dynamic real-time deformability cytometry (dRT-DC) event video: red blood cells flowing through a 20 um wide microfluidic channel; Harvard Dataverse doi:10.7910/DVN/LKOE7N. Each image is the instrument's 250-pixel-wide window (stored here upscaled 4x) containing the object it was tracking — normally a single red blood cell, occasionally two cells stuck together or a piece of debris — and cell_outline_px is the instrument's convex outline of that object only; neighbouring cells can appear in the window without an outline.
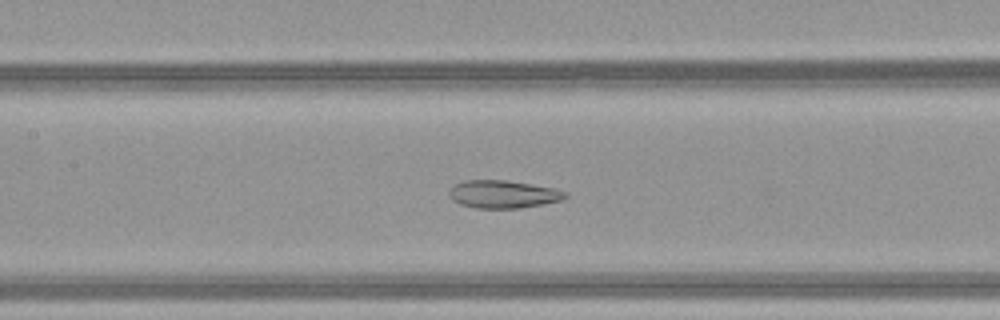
{"species": "common noctule bat (a hibernating species)", "species_latin": "Nyctalus noctula", "temperature_condition": "warm", "stored_images_in_passage": 52, "camera_frame_rate_fps": 3000, "um_per_image_px": 0.085, "animal": {"sex": "female", "body_mass_g": 21.9}, "frame": {"image": 1, "passage_image": 26, "time_ms": 8.333, "image_size_px": [1000, 320], "cell_outline_px": [[568, 196], [564, 200], [544, 204], [516, 208], [476, 208], [460, 204], [452, 200], [448, 192], [456, 184], [464, 180], [504, 180], [556, 188], [568, 192]], "centroid_in_image_um": [42.81, 16.51], "position_along_channel_um": 164.6, "area_um2": 18.84}}
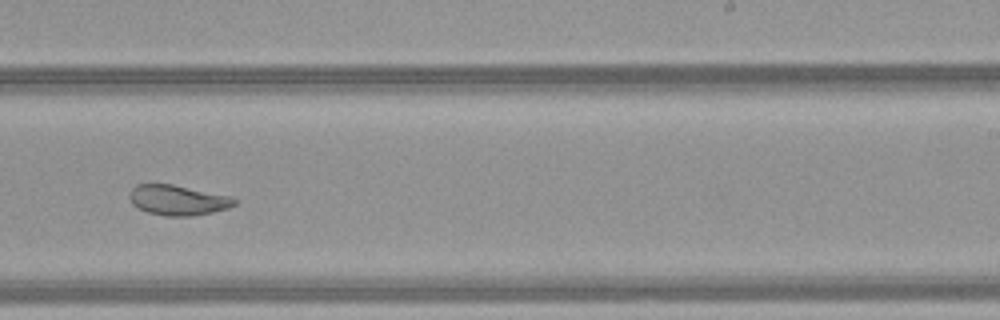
{"frame": {"image": 2, "passage_image": 34, "time_ms": 11.0, "image_size_px": [1000, 320], "cell_outline_px": [[236, 204], [228, 208], [212, 212], [192, 216], [168, 216], [148, 212], [132, 204], [128, 196], [128, 192], [136, 184], [172, 184], [228, 196], [236, 200]], "centroid_in_image_um": [15.07, 17.01], "position_along_channel_um": 273.9, "area_um2": 18.26}}
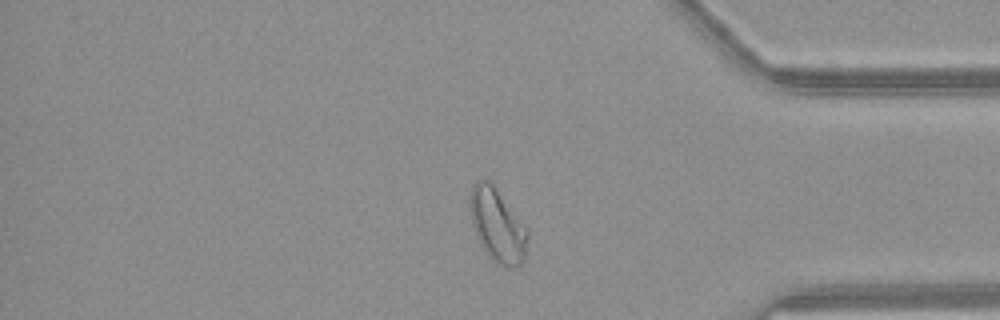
{"frame": {"image": 3, "passage_image": 44, "time_ms": 14.333, "image_size_px": [1000, 320], "cell_outline_px": [[528, 236], [524, 260], [516, 268], [508, 268], [500, 264], [488, 256], [472, 224], [468, 196], [472, 184], [480, 180], [488, 180], [492, 184], [528, 228]], "centroid_in_image_um": [42.29, 19.14], "position_along_channel_um": 392.9, "area_um2": 24.39}, "authors_computed_cell_mechanics": {"area_um2": 25.0563, "velocity_mm_per_s": 4.1244, "shape_relaxation_time_tau1_ms": null, "shape_relaxation_time_tau2_ms": 1.3464, "deformation_change_tau1": null, "deformation_change_tau2": 0.0769}}